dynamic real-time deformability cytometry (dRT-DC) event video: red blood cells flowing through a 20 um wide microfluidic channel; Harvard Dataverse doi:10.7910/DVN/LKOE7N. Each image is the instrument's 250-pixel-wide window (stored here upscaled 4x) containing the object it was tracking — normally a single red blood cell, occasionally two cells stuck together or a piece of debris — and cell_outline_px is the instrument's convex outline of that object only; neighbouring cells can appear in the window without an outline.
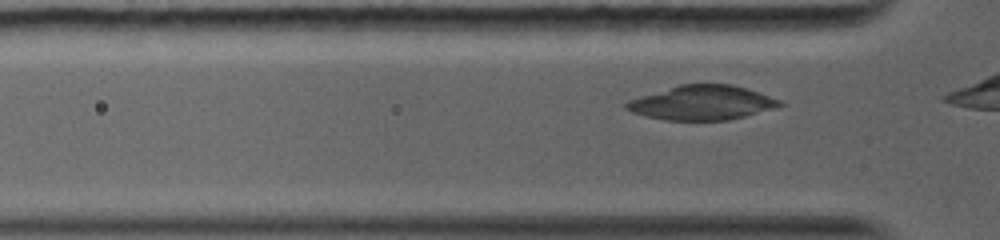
{"species": "common noctule bat (a hibernating species)", "species_latin": "Nyctalus noctula", "temperature_condition": "warm", "stored_images_in_passage": 15, "camera_frame_rate_fps": 5000, "um_per_image_px": 0.085, "animal": {"sex": "female", "body_mass_g": 19.0, "forearm_length_mm": 56.7}, "frame": {"image": 1, "passage_image": 5, "time_ms": 0.6, "image_size_px": [1000, 240], "cell_outline_px": [[784, 104], [772, 108], [744, 116], [728, 120], [664, 120], [632, 112], [624, 108], [624, 104], [628, 100], [640, 96], [680, 84], [732, 84], [748, 88], [780, 100]], "centroid_in_image_um": [59.64, 8.72], "position_along_channel_um": 66.2, "area_um2": 30.52}}
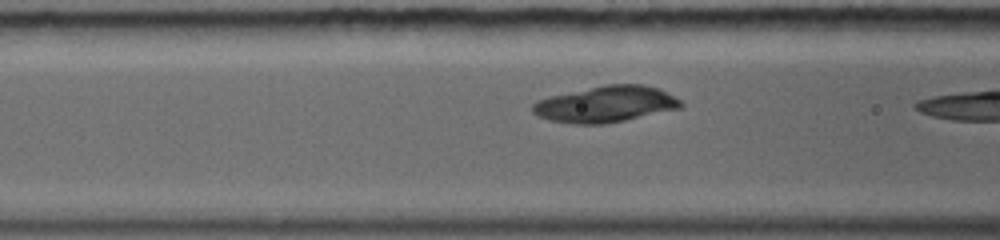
{"frame": {"image": 2, "passage_image": 11, "time_ms": 1.8, "image_size_px": [1000, 240], "cell_outline_px": [[684, 104], [680, 108], [624, 120], [604, 124], [572, 124], [548, 120], [532, 112], [532, 104], [536, 100], [552, 96], [604, 84], [644, 84], [656, 88], [680, 100]], "centroid_in_image_um": [51.45, 8.86], "position_along_channel_um": 115.2, "area_um2": 30.98}}